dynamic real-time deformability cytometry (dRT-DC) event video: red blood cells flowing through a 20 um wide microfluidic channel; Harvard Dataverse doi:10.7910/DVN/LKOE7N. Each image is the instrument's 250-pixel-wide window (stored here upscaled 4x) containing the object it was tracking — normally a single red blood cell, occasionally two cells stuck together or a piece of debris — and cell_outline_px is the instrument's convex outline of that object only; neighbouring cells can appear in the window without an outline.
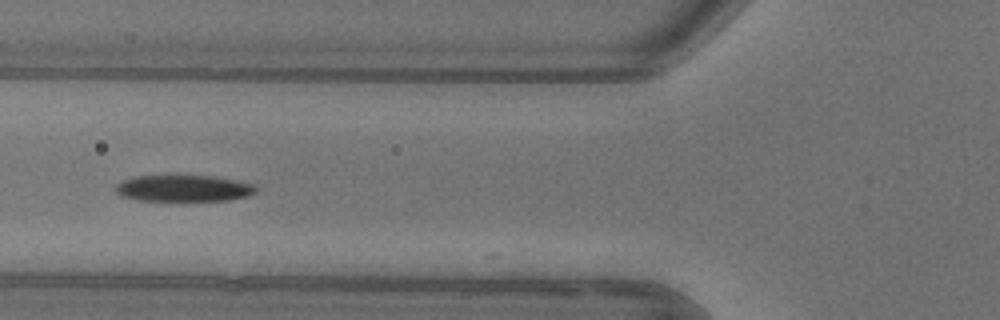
{"species": "common noctule bat (a hibernating species)", "species_latin": "Nyctalus noctula", "temperature_condition": "warm", "stored_images_in_passage": 7, "camera_frame_rate_fps": 3000, "um_per_image_px": 0.085, "animal": {"sex": "female"}, "frame": {"image": 1, "passage_image": 6, "time_ms": 6.333, "image_size_px": [1000, 320], "cell_outline_px": [[256, 192], [248, 196], [228, 200], [136, 200], [120, 196], [116, 192], [116, 184], [124, 180], [136, 176], [212, 176], [236, 180], [256, 184]], "centroid_in_image_um": [15.62, 16.0], "position_along_channel_um": 110.2, "area_um2": 21.5}}
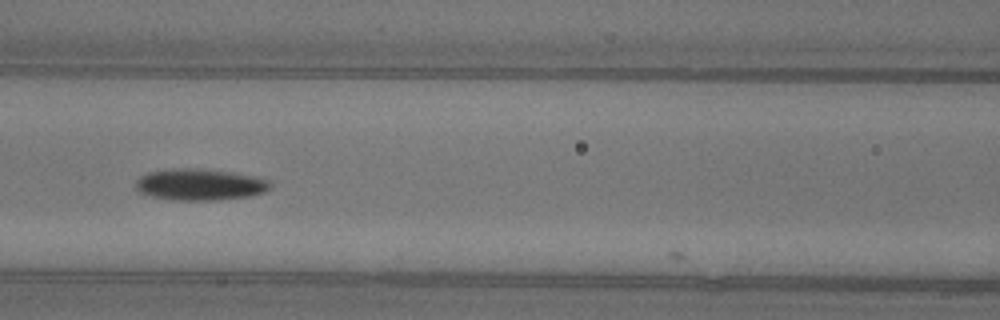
{"frame": {"image": 2, "passage_image": 7, "time_ms": 7.333, "image_size_px": [1000, 320], "cell_outline_px": [[272, 188], [264, 192], [252, 196], [216, 200], [172, 200], [152, 196], [140, 192], [136, 188], [136, 180], [140, 176], [148, 172], [176, 168], [196, 168], [232, 172], [252, 176], [268, 180], [272, 184]], "centroid_in_image_um": [17.01, 15.69], "position_along_channel_um": 149.6, "area_um2": 24.74}}